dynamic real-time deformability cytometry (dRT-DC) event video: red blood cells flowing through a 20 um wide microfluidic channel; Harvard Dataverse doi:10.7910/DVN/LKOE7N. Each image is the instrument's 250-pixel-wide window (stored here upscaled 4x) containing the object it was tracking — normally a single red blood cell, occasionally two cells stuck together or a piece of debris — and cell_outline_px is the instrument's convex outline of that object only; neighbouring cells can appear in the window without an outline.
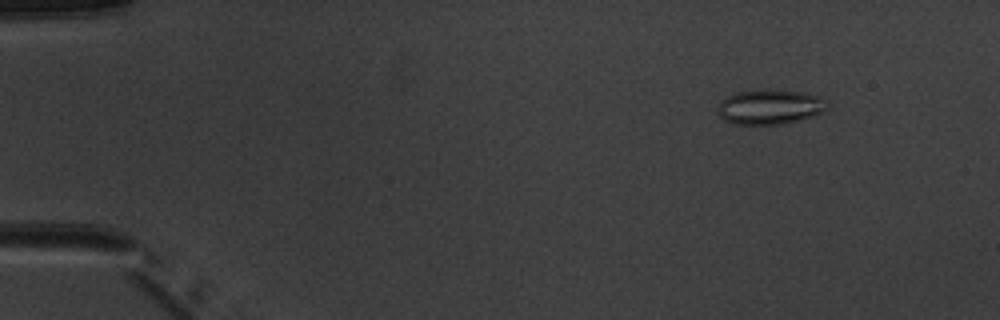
{"species": "common noctule bat (a hibernating species)", "species_latin": "Nyctalus noctula", "temperature_condition": "warm", "stored_images_in_passage": 5, "camera_frame_rate_fps": 3000, "um_per_image_px": 0.085, "animal": {"sex": "male", "body_mass_g": 20.1, "forearm_length_mm": 53.5}, "frame": {"image": 1, "passage_image": 2, "time_ms": 1.333, "image_size_px": [1000, 320], "cell_outline_px": [[828, 108], [824, 112], [812, 116], [784, 124], [732, 124], [724, 120], [720, 116], [720, 100], [736, 92], [804, 92], [820, 96], [828, 100]], "centroid_in_image_um": [65.5, 9.13], "position_along_channel_um": 19.5, "area_um2": 21.56}}